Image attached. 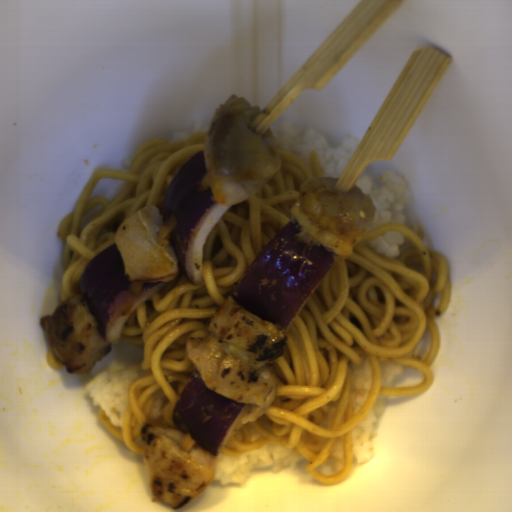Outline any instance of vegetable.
<instances>
[{"label":"vegetable","instance_id":"2","mask_svg":"<svg viewBox=\"0 0 512 512\" xmlns=\"http://www.w3.org/2000/svg\"><path fill=\"white\" fill-rule=\"evenodd\" d=\"M233 205H223L215 198L205 149L185 162L166 189L161 204L162 224L174 216L176 225L170 240L180 266L195 286L204 283L205 241L214 225Z\"/></svg>","mask_w":512,"mask_h":512},{"label":"vegetable","instance_id":"3","mask_svg":"<svg viewBox=\"0 0 512 512\" xmlns=\"http://www.w3.org/2000/svg\"><path fill=\"white\" fill-rule=\"evenodd\" d=\"M169 282L129 281L115 242L87 264L78 288L100 335L117 345L128 317Z\"/></svg>","mask_w":512,"mask_h":512},{"label":"vegetable","instance_id":"1","mask_svg":"<svg viewBox=\"0 0 512 512\" xmlns=\"http://www.w3.org/2000/svg\"><path fill=\"white\" fill-rule=\"evenodd\" d=\"M337 259L335 252L291 218L252 262L231 297L287 333Z\"/></svg>","mask_w":512,"mask_h":512},{"label":"vegetable","instance_id":"4","mask_svg":"<svg viewBox=\"0 0 512 512\" xmlns=\"http://www.w3.org/2000/svg\"><path fill=\"white\" fill-rule=\"evenodd\" d=\"M245 404L210 390L202 376L192 378L173 407V425L218 457Z\"/></svg>","mask_w":512,"mask_h":512}]
</instances>
